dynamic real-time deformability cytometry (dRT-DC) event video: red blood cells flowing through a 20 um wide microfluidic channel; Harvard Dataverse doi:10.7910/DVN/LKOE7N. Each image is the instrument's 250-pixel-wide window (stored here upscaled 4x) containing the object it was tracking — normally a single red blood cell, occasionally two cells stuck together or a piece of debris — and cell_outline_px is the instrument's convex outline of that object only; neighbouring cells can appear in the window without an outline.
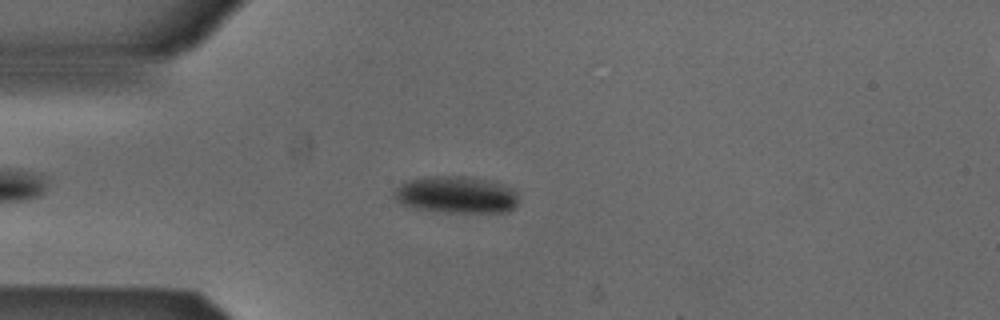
{"species": "Egyptian fruit bat (a non-hibernating species)", "species_latin": "Rousettus aegyptiacus", "temperature_condition": "cold", "stored_images_in_passage": 45, "camera_frame_rate_fps": 3000, "um_per_image_px": 0.085, "animal": {"sex": "male"}, "frame": {"image": 1, "passage_image": 9, "time_ms": 2.667, "image_size_px": [1000, 320], "cell_outline_px": [[516, 204], [508, 212], [444, 212], [412, 208], [396, 200], [392, 192], [404, 180], [428, 176], [464, 176], [488, 180], [516, 188]], "centroid_in_image_um": [38.75, 16.54], "position_along_channel_um": 46.3, "area_um2": 26.99}}
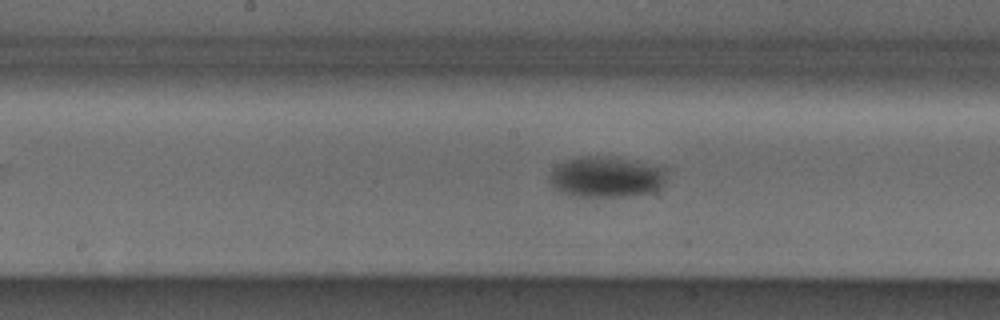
{"frame": {"image": 2, "passage_image": 22, "time_ms": 7.0, "image_size_px": [1000, 320], "cell_outline_px": [[664, 184], [656, 192], [628, 196], [576, 196], [552, 188], [548, 180], [548, 176], [552, 168], [568, 160], [580, 156], [608, 156], [636, 160], [664, 168]], "centroid_in_image_um": [51.52, 15.03], "position_along_channel_um": 196.7, "area_um2": 28.03}}
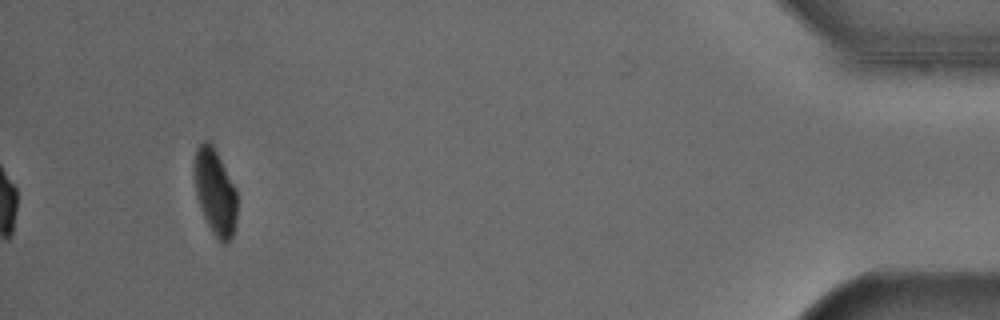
{"frame": {"image": 3, "passage_image": 45, "time_ms": 14.667, "image_size_px": [1000, 320], "cell_outline_px": [[236, 228], [232, 240], [228, 244], [224, 244], [212, 232], [200, 208], [196, 192], [196, 148], [204, 140], [208, 140], [212, 144], [236, 188]], "centroid_in_image_um": [18.33, 16.38], "position_along_channel_um": 416.9, "area_um2": 21.04}, "authors_computed_cell_mechanics": {"area_um2": 26.01, "velocity_mm_per_s": 3.8536, "shape_relaxation_time_tau1_ms": 4.9496, "shape_relaxation_time_tau2_ms": null, "deformation_change_tau1": 0.1196, "deformation_change_tau2": null}}